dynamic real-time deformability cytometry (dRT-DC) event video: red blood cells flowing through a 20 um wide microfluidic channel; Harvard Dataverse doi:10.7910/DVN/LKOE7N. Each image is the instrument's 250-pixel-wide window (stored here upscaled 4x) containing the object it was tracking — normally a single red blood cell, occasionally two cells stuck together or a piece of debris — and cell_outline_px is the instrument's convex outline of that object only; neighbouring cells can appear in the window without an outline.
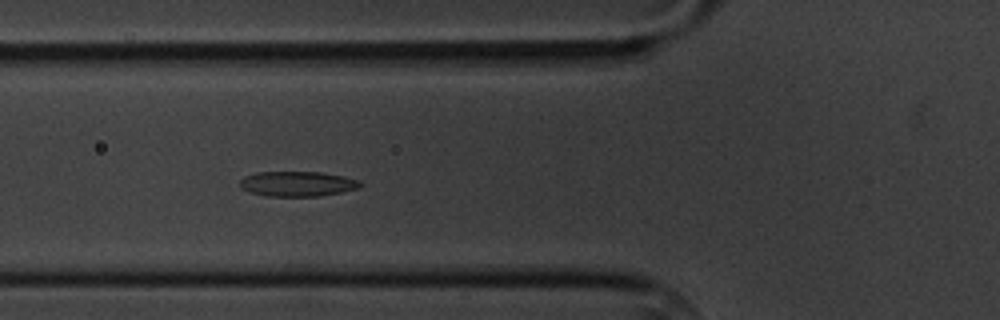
{"species": "common noctule bat (a hibernating species)", "species_latin": "Nyctalus noctula", "temperature_condition": "cold", "stored_images_in_passage": 9, "camera_frame_rate_fps": 3000, "um_per_image_px": 0.085, "animal": {"sex": "male", "body_mass_g": 20.1, "forearm_length_mm": 53.5}, "frame": {"image": 1, "passage_image": 7, "time_ms": 6.667, "image_size_px": [1000, 320], "cell_outline_px": [[360, 188], [320, 196], [268, 196], [248, 192], [240, 188], [240, 180], [244, 176], [256, 172], [320, 172], [344, 176], [360, 180]], "centroid_in_image_um": [25.25, 15.62], "position_along_channel_um": 100.5, "area_um2": 17.63}}
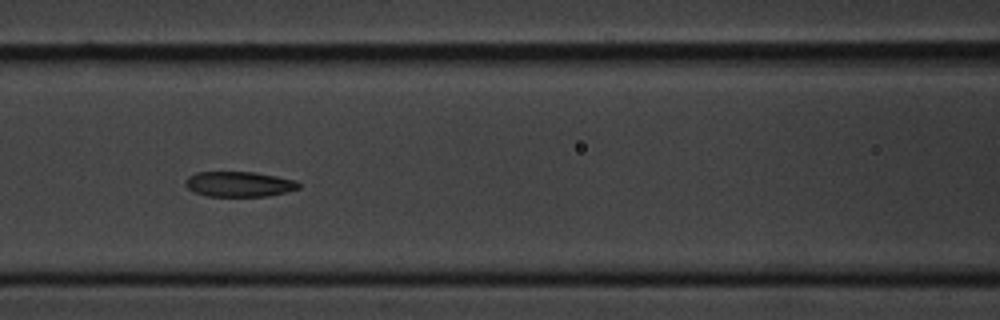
{"frame": {"image": 2, "passage_image": 8, "time_ms": 8.0, "image_size_px": [1000, 320], "cell_outline_px": [[300, 188], [268, 196], [208, 196], [192, 192], [184, 184], [188, 176], [196, 172], [256, 172], [296, 180], [300, 184]], "centroid_in_image_um": [20.3, 15.65], "position_along_channel_um": 146.3, "area_um2": 16.7}}
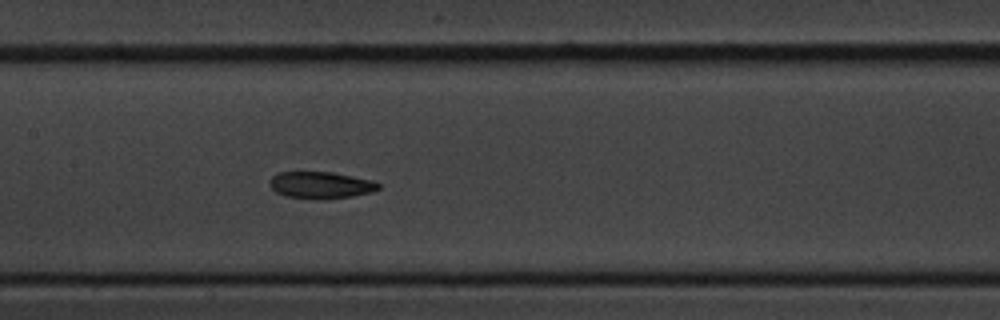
{"frame": {"image": 3, "passage_image": 9, "time_ms": 9.0, "image_size_px": [1000, 320], "cell_outline_px": [[380, 188], [372, 192], [352, 196], [320, 200], [308, 200], [288, 196], [276, 192], [272, 188], [268, 180], [272, 176], [280, 172], [332, 172], [376, 180], [380, 184]], "centroid_in_image_um": [27.3, 15.74], "position_along_channel_um": 180.1, "area_um2": 17.34}}